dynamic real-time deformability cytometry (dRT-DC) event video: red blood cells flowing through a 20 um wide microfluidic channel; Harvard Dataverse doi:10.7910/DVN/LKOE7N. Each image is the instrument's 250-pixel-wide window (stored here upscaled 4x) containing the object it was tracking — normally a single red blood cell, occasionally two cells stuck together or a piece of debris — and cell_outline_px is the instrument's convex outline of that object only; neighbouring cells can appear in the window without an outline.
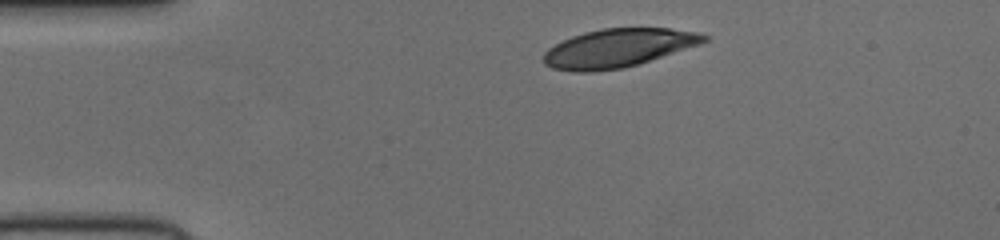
{"species": "human", "species_latin": "Homo sapiens", "temperature_condition": "cold", "stored_images_in_passage": 35, "camera_frame_rate_fps": 3000, "um_per_image_px": 0.085, "donor": {"sex": "female"}, "frame": {"image": 1, "passage_image": 1, "time_ms": 0.0, "image_size_px": [1000, 240], "cell_outline_px": [[708, 40], [700, 44], [624, 68], [592, 72], [572, 72], [552, 68], [544, 64], [544, 52], [548, 48], [572, 36], [584, 32], [604, 28], [668, 28], [700, 32], [708, 36]], "centroid_in_image_um": [52.53, 4.08], "position_along_channel_um": 32.5, "area_um2": 35.84}}
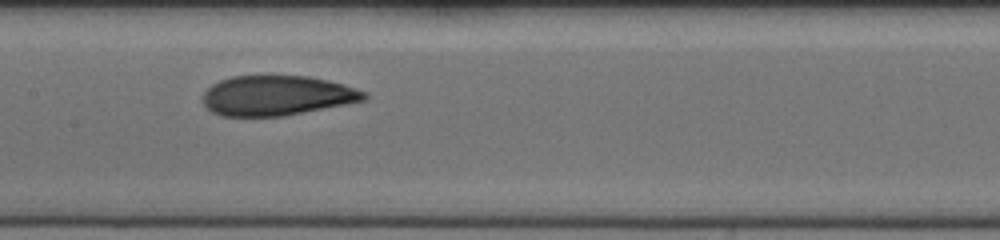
{"frame": {"image": 2, "passage_image": 16, "time_ms": 5.0, "image_size_px": [1000, 240], "cell_outline_px": [[368, 100], [348, 104], [284, 116], [220, 116], [212, 112], [204, 104], [204, 92], [212, 84], [220, 80], [232, 76], [308, 76], [328, 80], [344, 84], [368, 92]], "centroid_in_image_um": [23.59, 8.12], "position_along_channel_um": 183.8, "area_um2": 37.74}}
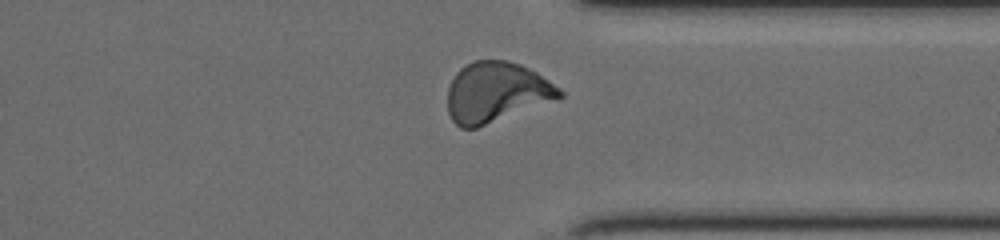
{"frame": {"image": 3, "passage_image": 30, "time_ms": 9.667, "image_size_px": [1000, 240], "cell_outline_px": [[564, 96], [556, 100], [476, 128], [460, 128], [452, 120], [448, 112], [448, 88], [456, 72], [464, 64], [472, 60], [508, 60], [520, 64], [536, 72], [560, 88], [564, 92]], "centroid_in_image_um": [42.18, 7.83], "position_along_channel_um": 369.2, "area_um2": 39.42}}